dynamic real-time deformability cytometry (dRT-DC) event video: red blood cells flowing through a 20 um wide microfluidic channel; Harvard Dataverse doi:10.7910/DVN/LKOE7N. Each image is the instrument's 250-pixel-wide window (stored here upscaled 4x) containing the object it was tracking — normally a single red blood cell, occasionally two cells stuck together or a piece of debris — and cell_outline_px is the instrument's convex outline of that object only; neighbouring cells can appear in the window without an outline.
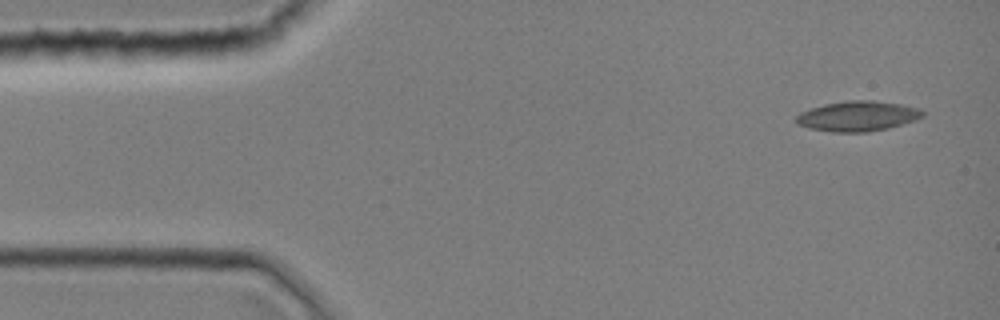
{"species": "common noctule bat (a hibernating species)", "species_latin": "Nyctalus noctula", "temperature_condition": "room temperature", "stored_images_in_passage": 1, "camera_frame_rate_fps": 3000, "um_per_image_px": 0.085, "animal": {"sex": "female", "body_mass_g": 19.0, "forearm_length_mm": 51.5}, "frame": {"image": 1, "passage_image": 1, "time_ms": 0.0, "image_size_px": [1000, 320], "cell_outline_px": [[924, 116], [916, 120], [888, 128], [868, 132], [832, 132], [808, 128], [796, 124], [796, 116], [800, 112], [824, 104], [848, 100], [872, 100], [900, 104], [920, 108], [924, 112]], "centroid_in_image_um": [72.9, 9.87], "position_along_channel_um": 12.1, "area_um2": 22.31}}